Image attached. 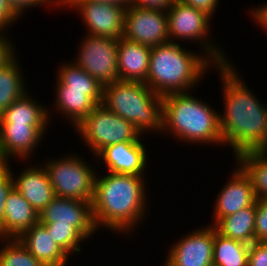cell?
<instances>
[{
  "label": "cell",
  "instance_id": "obj_26",
  "mask_svg": "<svg viewBox=\"0 0 267 266\" xmlns=\"http://www.w3.org/2000/svg\"><path fill=\"white\" fill-rule=\"evenodd\" d=\"M235 160L251 180L256 199L267 198V151L242 152Z\"/></svg>",
  "mask_w": 267,
  "mask_h": 266
},
{
  "label": "cell",
  "instance_id": "obj_20",
  "mask_svg": "<svg viewBox=\"0 0 267 266\" xmlns=\"http://www.w3.org/2000/svg\"><path fill=\"white\" fill-rule=\"evenodd\" d=\"M151 47L121 37L118 39V75L120 80L145 83Z\"/></svg>",
  "mask_w": 267,
  "mask_h": 266
},
{
  "label": "cell",
  "instance_id": "obj_37",
  "mask_svg": "<svg viewBox=\"0 0 267 266\" xmlns=\"http://www.w3.org/2000/svg\"><path fill=\"white\" fill-rule=\"evenodd\" d=\"M176 0H132L131 5L166 11Z\"/></svg>",
  "mask_w": 267,
  "mask_h": 266
},
{
  "label": "cell",
  "instance_id": "obj_33",
  "mask_svg": "<svg viewBox=\"0 0 267 266\" xmlns=\"http://www.w3.org/2000/svg\"><path fill=\"white\" fill-rule=\"evenodd\" d=\"M248 266H267V242H253L249 246Z\"/></svg>",
  "mask_w": 267,
  "mask_h": 266
},
{
  "label": "cell",
  "instance_id": "obj_34",
  "mask_svg": "<svg viewBox=\"0 0 267 266\" xmlns=\"http://www.w3.org/2000/svg\"><path fill=\"white\" fill-rule=\"evenodd\" d=\"M4 32L6 34V30H0V68L17 56V47L12 44L13 41L10 36H6Z\"/></svg>",
  "mask_w": 267,
  "mask_h": 266
},
{
  "label": "cell",
  "instance_id": "obj_18",
  "mask_svg": "<svg viewBox=\"0 0 267 266\" xmlns=\"http://www.w3.org/2000/svg\"><path fill=\"white\" fill-rule=\"evenodd\" d=\"M37 222L39 213L13 188L6 198L0 238L17 239Z\"/></svg>",
  "mask_w": 267,
  "mask_h": 266
},
{
  "label": "cell",
  "instance_id": "obj_8",
  "mask_svg": "<svg viewBox=\"0 0 267 266\" xmlns=\"http://www.w3.org/2000/svg\"><path fill=\"white\" fill-rule=\"evenodd\" d=\"M71 154L46 159L42 163L48 172L54 194L57 197L92 201L98 171L85 158L75 155L77 152Z\"/></svg>",
  "mask_w": 267,
  "mask_h": 266
},
{
  "label": "cell",
  "instance_id": "obj_27",
  "mask_svg": "<svg viewBox=\"0 0 267 266\" xmlns=\"http://www.w3.org/2000/svg\"><path fill=\"white\" fill-rule=\"evenodd\" d=\"M249 246L218 233L215 229L213 242L214 266H248Z\"/></svg>",
  "mask_w": 267,
  "mask_h": 266
},
{
  "label": "cell",
  "instance_id": "obj_13",
  "mask_svg": "<svg viewBox=\"0 0 267 266\" xmlns=\"http://www.w3.org/2000/svg\"><path fill=\"white\" fill-rule=\"evenodd\" d=\"M202 226L169 246L162 266H213L215 228L209 224Z\"/></svg>",
  "mask_w": 267,
  "mask_h": 266
},
{
  "label": "cell",
  "instance_id": "obj_31",
  "mask_svg": "<svg viewBox=\"0 0 267 266\" xmlns=\"http://www.w3.org/2000/svg\"><path fill=\"white\" fill-rule=\"evenodd\" d=\"M255 241L267 242V198L256 199Z\"/></svg>",
  "mask_w": 267,
  "mask_h": 266
},
{
  "label": "cell",
  "instance_id": "obj_29",
  "mask_svg": "<svg viewBox=\"0 0 267 266\" xmlns=\"http://www.w3.org/2000/svg\"><path fill=\"white\" fill-rule=\"evenodd\" d=\"M53 241L69 256L80 254L82 245L86 240L74 227L45 226ZM81 243V244H80Z\"/></svg>",
  "mask_w": 267,
  "mask_h": 266
},
{
  "label": "cell",
  "instance_id": "obj_38",
  "mask_svg": "<svg viewBox=\"0 0 267 266\" xmlns=\"http://www.w3.org/2000/svg\"><path fill=\"white\" fill-rule=\"evenodd\" d=\"M250 16H252V20L255 21V23L262 27L263 29H266L267 31V3L264 4H258V6L255 5V8L252 7L249 12Z\"/></svg>",
  "mask_w": 267,
  "mask_h": 266
},
{
  "label": "cell",
  "instance_id": "obj_39",
  "mask_svg": "<svg viewBox=\"0 0 267 266\" xmlns=\"http://www.w3.org/2000/svg\"><path fill=\"white\" fill-rule=\"evenodd\" d=\"M90 1H95L99 3L116 4V5L124 6L125 8H127L128 6L131 5L132 0H90Z\"/></svg>",
  "mask_w": 267,
  "mask_h": 266
},
{
  "label": "cell",
  "instance_id": "obj_21",
  "mask_svg": "<svg viewBox=\"0 0 267 266\" xmlns=\"http://www.w3.org/2000/svg\"><path fill=\"white\" fill-rule=\"evenodd\" d=\"M28 94L27 91L0 115V123L30 124L46 135L50 125L48 122H51V112L54 110H49L48 106L45 107L47 104L43 106L41 101Z\"/></svg>",
  "mask_w": 267,
  "mask_h": 266
},
{
  "label": "cell",
  "instance_id": "obj_4",
  "mask_svg": "<svg viewBox=\"0 0 267 266\" xmlns=\"http://www.w3.org/2000/svg\"><path fill=\"white\" fill-rule=\"evenodd\" d=\"M161 134H171L176 142L191 145L224 146L219 110L192 95V92L163 96Z\"/></svg>",
  "mask_w": 267,
  "mask_h": 266
},
{
  "label": "cell",
  "instance_id": "obj_14",
  "mask_svg": "<svg viewBox=\"0 0 267 266\" xmlns=\"http://www.w3.org/2000/svg\"><path fill=\"white\" fill-rule=\"evenodd\" d=\"M235 166L227 178V184H223L214 201L213 222L209 225L214 226L221 218L252 206L256 202L251 180L237 164Z\"/></svg>",
  "mask_w": 267,
  "mask_h": 266
},
{
  "label": "cell",
  "instance_id": "obj_16",
  "mask_svg": "<svg viewBox=\"0 0 267 266\" xmlns=\"http://www.w3.org/2000/svg\"><path fill=\"white\" fill-rule=\"evenodd\" d=\"M43 135L37 127L30 124L0 123L1 151L8 162H12L14 158H19V163L20 160L27 162L34 156L39 143L42 144Z\"/></svg>",
  "mask_w": 267,
  "mask_h": 266
},
{
  "label": "cell",
  "instance_id": "obj_19",
  "mask_svg": "<svg viewBox=\"0 0 267 266\" xmlns=\"http://www.w3.org/2000/svg\"><path fill=\"white\" fill-rule=\"evenodd\" d=\"M17 240L44 266H67L71 258L53 241L47 228L40 222L25 231Z\"/></svg>",
  "mask_w": 267,
  "mask_h": 266
},
{
  "label": "cell",
  "instance_id": "obj_15",
  "mask_svg": "<svg viewBox=\"0 0 267 266\" xmlns=\"http://www.w3.org/2000/svg\"><path fill=\"white\" fill-rule=\"evenodd\" d=\"M141 139L138 142H122L105 147L95 159L103 162L107 172L130 175H146L148 150ZM147 167V169H146Z\"/></svg>",
  "mask_w": 267,
  "mask_h": 266
},
{
  "label": "cell",
  "instance_id": "obj_9",
  "mask_svg": "<svg viewBox=\"0 0 267 266\" xmlns=\"http://www.w3.org/2000/svg\"><path fill=\"white\" fill-rule=\"evenodd\" d=\"M78 46L77 58L72 60L76 66L85 70L103 87L120 80L118 39L86 34Z\"/></svg>",
  "mask_w": 267,
  "mask_h": 266
},
{
  "label": "cell",
  "instance_id": "obj_28",
  "mask_svg": "<svg viewBox=\"0 0 267 266\" xmlns=\"http://www.w3.org/2000/svg\"><path fill=\"white\" fill-rule=\"evenodd\" d=\"M0 266H44L17 239L0 238Z\"/></svg>",
  "mask_w": 267,
  "mask_h": 266
},
{
  "label": "cell",
  "instance_id": "obj_10",
  "mask_svg": "<svg viewBox=\"0 0 267 266\" xmlns=\"http://www.w3.org/2000/svg\"><path fill=\"white\" fill-rule=\"evenodd\" d=\"M77 10L88 35L120 39L124 34V6L90 0H61V10Z\"/></svg>",
  "mask_w": 267,
  "mask_h": 266
},
{
  "label": "cell",
  "instance_id": "obj_17",
  "mask_svg": "<svg viewBox=\"0 0 267 266\" xmlns=\"http://www.w3.org/2000/svg\"><path fill=\"white\" fill-rule=\"evenodd\" d=\"M11 175L14 189H16L38 213H40L55 197L48 172L42 163L37 166H32V164L29 163V165L18 172L17 175L14 174L11 169Z\"/></svg>",
  "mask_w": 267,
  "mask_h": 266
},
{
  "label": "cell",
  "instance_id": "obj_2",
  "mask_svg": "<svg viewBox=\"0 0 267 266\" xmlns=\"http://www.w3.org/2000/svg\"><path fill=\"white\" fill-rule=\"evenodd\" d=\"M99 175L102 174L96 173L92 200L93 220L97 230L106 228L118 235H131L149 217L147 209L151 207L148 202L150 191H147V176L110 172Z\"/></svg>",
  "mask_w": 267,
  "mask_h": 266
},
{
  "label": "cell",
  "instance_id": "obj_24",
  "mask_svg": "<svg viewBox=\"0 0 267 266\" xmlns=\"http://www.w3.org/2000/svg\"><path fill=\"white\" fill-rule=\"evenodd\" d=\"M72 62V63H71ZM56 78L67 90L86 91L97 105L102 103L103 86L73 61H67L58 66Z\"/></svg>",
  "mask_w": 267,
  "mask_h": 266
},
{
  "label": "cell",
  "instance_id": "obj_40",
  "mask_svg": "<svg viewBox=\"0 0 267 266\" xmlns=\"http://www.w3.org/2000/svg\"><path fill=\"white\" fill-rule=\"evenodd\" d=\"M8 161L5 159L0 146V170L5 169L8 166Z\"/></svg>",
  "mask_w": 267,
  "mask_h": 266
},
{
  "label": "cell",
  "instance_id": "obj_11",
  "mask_svg": "<svg viewBox=\"0 0 267 266\" xmlns=\"http://www.w3.org/2000/svg\"><path fill=\"white\" fill-rule=\"evenodd\" d=\"M39 222L44 226L74 227L85 239H91L98 231L93 220L92 201L55 196L39 213Z\"/></svg>",
  "mask_w": 267,
  "mask_h": 266
},
{
  "label": "cell",
  "instance_id": "obj_1",
  "mask_svg": "<svg viewBox=\"0 0 267 266\" xmlns=\"http://www.w3.org/2000/svg\"><path fill=\"white\" fill-rule=\"evenodd\" d=\"M214 69L223 91L224 111L219 112V119L224 146L232 148L234 157L242 152L267 151L266 103L248 88L232 61Z\"/></svg>",
  "mask_w": 267,
  "mask_h": 266
},
{
  "label": "cell",
  "instance_id": "obj_22",
  "mask_svg": "<svg viewBox=\"0 0 267 266\" xmlns=\"http://www.w3.org/2000/svg\"><path fill=\"white\" fill-rule=\"evenodd\" d=\"M54 87V112L67 119L73 129L97 106V104L86 95V91L67 90V88L56 78ZM65 116V117H64Z\"/></svg>",
  "mask_w": 267,
  "mask_h": 266
},
{
  "label": "cell",
  "instance_id": "obj_12",
  "mask_svg": "<svg viewBox=\"0 0 267 266\" xmlns=\"http://www.w3.org/2000/svg\"><path fill=\"white\" fill-rule=\"evenodd\" d=\"M123 37L149 47L170 42L166 11L128 6Z\"/></svg>",
  "mask_w": 267,
  "mask_h": 266
},
{
  "label": "cell",
  "instance_id": "obj_32",
  "mask_svg": "<svg viewBox=\"0 0 267 266\" xmlns=\"http://www.w3.org/2000/svg\"><path fill=\"white\" fill-rule=\"evenodd\" d=\"M14 188L11 175V164L0 170V225L3 223L5 202L9 192Z\"/></svg>",
  "mask_w": 267,
  "mask_h": 266
},
{
  "label": "cell",
  "instance_id": "obj_6",
  "mask_svg": "<svg viewBox=\"0 0 267 266\" xmlns=\"http://www.w3.org/2000/svg\"><path fill=\"white\" fill-rule=\"evenodd\" d=\"M166 13L170 42L177 43L181 40L184 43L185 41L194 43L195 41L194 44L198 43L200 46L199 51L205 53L216 65L230 63V58L221 48L222 46L212 41L213 19L209 15L179 0H176L166 10Z\"/></svg>",
  "mask_w": 267,
  "mask_h": 266
},
{
  "label": "cell",
  "instance_id": "obj_35",
  "mask_svg": "<svg viewBox=\"0 0 267 266\" xmlns=\"http://www.w3.org/2000/svg\"><path fill=\"white\" fill-rule=\"evenodd\" d=\"M181 3L192 6L202 12H205L211 18L218 9L220 0H179Z\"/></svg>",
  "mask_w": 267,
  "mask_h": 266
},
{
  "label": "cell",
  "instance_id": "obj_36",
  "mask_svg": "<svg viewBox=\"0 0 267 266\" xmlns=\"http://www.w3.org/2000/svg\"><path fill=\"white\" fill-rule=\"evenodd\" d=\"M20 19L11 10L6 0H0V30H7ZM16 21V22H15Z\"/></svg>",
  "mask_w": 267,
  "mask_h": 266
},
{
  "label": "cell",
  "instance_id": "obj_25",
  "mask_svg": "<svg viewBox=\"0 0 267 266\" xmlns=\"http://www.w3.org/2000/svg\"><path fill=\"white\" fill-rule=\"evenodd\" d=\"M17 59L18 54L0 68V115L28 91L22 65L18 63L21 61Z\"/></svg>",
  "mask_w": 267,
  "mask_h": 266
},
{
  "label": "cell",
  "instance_id": "obj_30",
  "mask_svg": "<svg viewBox=\"0 0 267 266\" xmlns=\"http://www.w3.org/2000/svg\"><path fill=\"white\" fill-rule=\"evenodd\" d=\"M9 7L11 8V10L15 13V15L21 19V16H24V14L27 12L26 9L29 8L32 9L35 7H43L46 6L47 7H53L52 9H57L60 10L61 8V0H6ZM48 5V6H47Z\"/></svg>",
  "mask_w": 267,
  "mask_h": 266
},
{
  "label": "cell",
  "instance_id": "obj_23",
  "mask_svg": "<svg viewBox=\"0 0 267 266\" xmlns=\"http://www.w3.org/2000/svg\"><path fill=\"white\" fill-rule=\"evenodd\" d=\"M256 202L249 207L221 218L214 228L221 235L248 245L255 242Z\"/></svg>",
  "mask_w": 267,
  "mask_h": 266
},
{
  "label": "cell",
  "instance_id": "obj_7",
  "mask_svg": "<svg viewBox=\"0 0 267 266\" xmlns=\"http://www.w3.org/2000/svg\"><path fill=\"white\" fill-rule=\"evenodd\" d=\"M74 130L92 153L93 160L107 146L143 139L140 131L127 120L98 104Z\"/></svg>",
  "mask_w": 267,
  "mask_h": 266
},
{
  "label": "cell",
  "instance_id": "obj_5",
  "mask_svg": "<svg viewBox=\"0 0 267 266\" xmlns=\"http://www.w3.org/2000/svg\"><path fill=\"white\" fill-rule=\"evenodd\" d=\"M162 99L145 83L117 80L103 87L102 104L131 122L140 133L162 132Z\"/></svg>",
  "mask_w": 267,
  "mask_h": 266
},
{
  "label": "cell",
  "instance_id": "obj_3",
  "mask_svg": "<svg viewBox=\"0 0 267 266\" xmlns=\"http://www.w3.org/2000/svg\"><path fill=\"white\" fill-rule=\"evenodd\" d=\"M179 43L168 42L151 47L145 84L162 97L196 91L194 88L205 78L206 72L216 66L202 51L194 52Z\"/></svg>",
  "mask_w": 267,
  "mask_h": 266
}]
</instances>
